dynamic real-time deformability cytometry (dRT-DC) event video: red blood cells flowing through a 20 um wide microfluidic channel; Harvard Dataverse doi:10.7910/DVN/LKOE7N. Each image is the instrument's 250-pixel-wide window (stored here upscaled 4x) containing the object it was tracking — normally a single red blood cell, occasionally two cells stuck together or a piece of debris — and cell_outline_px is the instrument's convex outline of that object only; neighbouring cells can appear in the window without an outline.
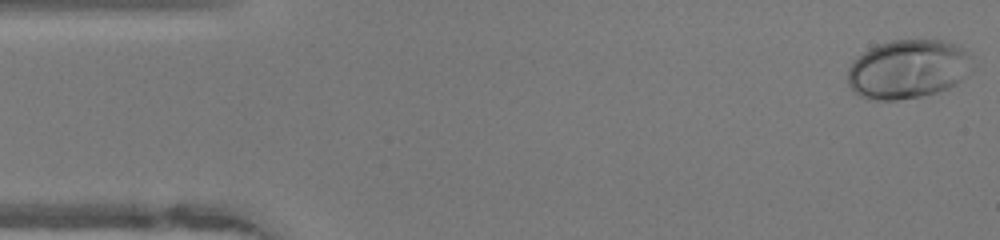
{"species": "human", "species_latin": "Homo sapiens", "temperature_condition": "warm", "stored_images_in_passage": 48, "camera_frame_rate_fps": 3000, "um_per_image_px": 0.085, "donor": {"sex": "female"}, "frame": {"image": 1, "passage_image": 1, "time_ms": 0.0, "image_size_px": [1000, 240], "cell_outline_px": [[972, 72], [968, 76], [956, 84], [940, 92], [920, 96], [896, 100], [868, 100], [852, 92], [848, 84], [848, 68], [852, 60], [868, 48], [876, 44], [892, 40], [944, 40], [964, 48], [972, 56]], "centroid_in_image_um": [77.18, 5.88], "position_along_channel_um": 7.8, "area_um2": 43.7}}
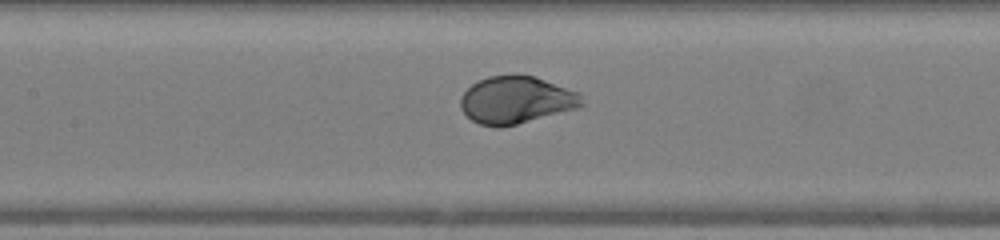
{"frame": {"image": 2, "passage_image": 21, "time_ms": 6.667, "image_size_px": [1000, 240], "cell_outline_px": [[584, 104], [580, 108], [516, 124], [496, 128], [480, 124], [472, 120], [460, 108], [460, 96], [472, 84], [488, 76], [536, 76], [580, 92]], "centroid_in_image_um": [43.9, 8.51], "position_along_channel_um": 163.5, "area_um2": 33.47}}
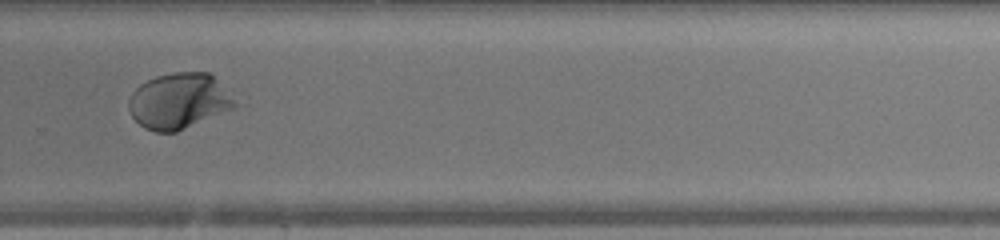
{"frame": {"image": 3, "passage_image": 32, "time_ms": 10.333, "image_size_px": [1000, 240], "cell_outline_px": [[240, 104], [236, 108], [176, 132], [156, 132], [144, 128], [132, 116], [128, 108], [128, 100], [132, 92], [140, 84], [156, 76], [172, 72], [208, 72]], "centroid_in_image_um": [15.21, 8.6], "position_along_channel_um": 314.6, "area_um2": 34.51}, "authors_computed_cell_mechanics": {"area_um2": 34.7089, "velocity_mm_per_s": 4.1348, "shape_relaxation_time_tau1_ms": 3.7511, "shape_relaxation_time_tau2_ms": null, "deformation_change_tau1": 0.2036, "deformation_change_tau2": null}}